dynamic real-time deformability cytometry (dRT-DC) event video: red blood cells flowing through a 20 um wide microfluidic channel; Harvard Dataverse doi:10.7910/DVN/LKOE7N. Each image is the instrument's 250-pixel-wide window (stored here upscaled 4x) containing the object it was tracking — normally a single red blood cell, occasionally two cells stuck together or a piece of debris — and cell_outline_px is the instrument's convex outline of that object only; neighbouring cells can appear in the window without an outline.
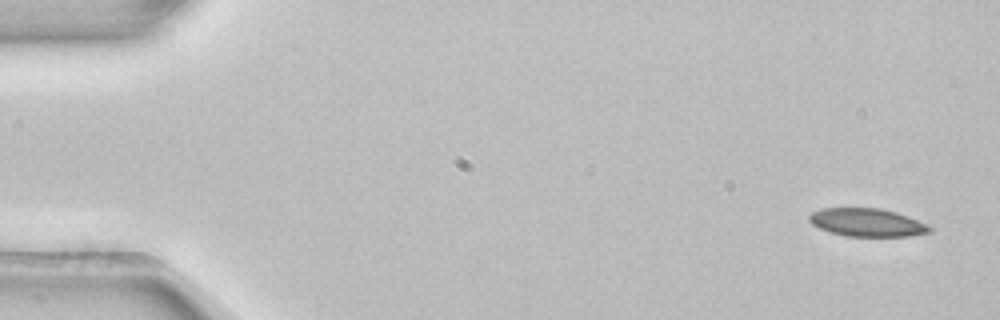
{"species": "common noctule bat (a hibernating species)", "species_latin": "Nyctalus noctula", "temperature_condition": "room temperature", "stored_images_in_passage": 4, "camera_frame_rate_fps": 3000, "um_per_image_px": 0.085, "animal": {"sex": "female", "body_mass_g": 22.7, "forearm_length_mm": 54.2}, "frame": {"image": 1, "passage_image": 1, "time_ms": 0.0, "image_size_px": [1000, 320], "cell_outline_px": [[932, 232], [908, 236], [848, 236], [832, 232], [820, 228], [812, 224], [808, 220], [808, 216], [812, 212], [820, 208], [880, 208], [896, 212], [908, 216], [928, 224], [932, 228]], "centroid_in_image_um": [73.72, 18.9], "position_along_channel_um": 11.3, "area_um2": 19.71}}
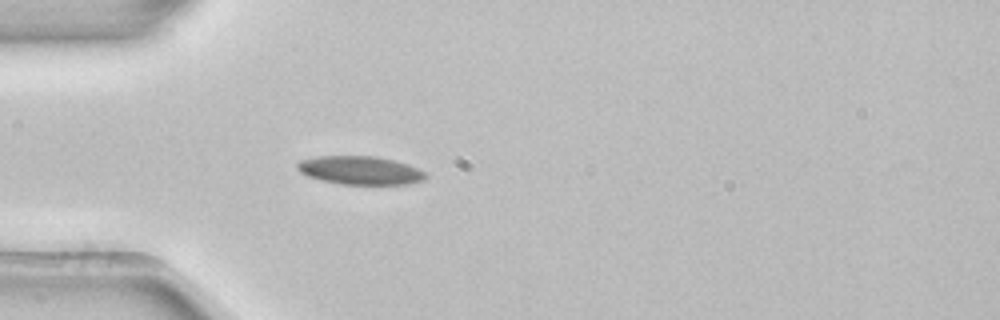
{"frame": {"image": 2, "passage_image": 4, "time_ms": 1.0, "image_size_px": [1000, 320], "cell_outline_px": [[428, 176], [424, 180], [408, 184], [340, 184], [320, 180], [308, 176], [300, 172], [296, 168], [296, 164], [300, 160], [320, 156], [376, 156], [392, 160], [416, 168], [424, 172]], "centroid_in_image_um": [30.57, 14.48], "position_along_channel_um": 54.4, "area_um2": 21.1}}